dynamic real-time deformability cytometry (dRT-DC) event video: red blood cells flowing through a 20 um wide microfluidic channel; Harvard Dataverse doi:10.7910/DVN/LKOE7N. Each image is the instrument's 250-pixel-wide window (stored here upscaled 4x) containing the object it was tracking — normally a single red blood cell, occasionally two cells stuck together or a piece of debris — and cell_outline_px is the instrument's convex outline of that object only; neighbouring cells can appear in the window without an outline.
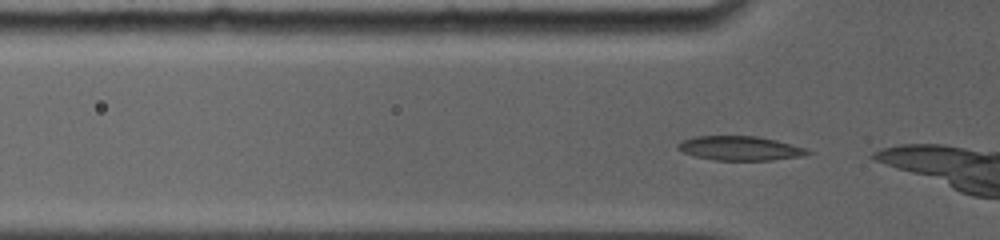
{"species": "common noctule bat (a hibernating species)", "species_latin": "Nyctalus noctula", "temperature_condition": "room temperature", "stored_images_in_passage": 10, "camera_frame_rate_fps": 5000, "um_per_image_px": 0.085, "animal": {"sex": "female", "body_mass_g": 19.0, "forearm_length_mm": 56.7}, "frame": {"image": 1, "passage_image": 2, "time_ms": 0.2, "image_size_px": [1000, 240], "cell_outline_px": [[812, 152], [804, 156], [772, 160], [712, 160], [692, 156], [676, 148], [676, 144], [684, 140], [696, 136], [756, 136], [776, 140], [804, 148]], "centroid_in_image_um": [62.87, 12.61], "position_along_channel_um": 62.9, "area_um2": 18.32}}
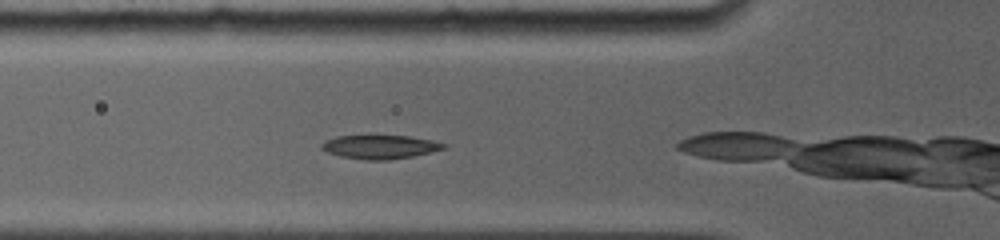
{"frame": {"image": 2, "passage_image": 6, "time_ms": 1.0, "image_size_px": [1000, 240], "cell_outline_px": [[448, 144], [444, 148], [412, 156], [388, 160], [364, 160], [340, 156], [328, 152], [320, 148], [320, 144], [336, 136], [408, 136], [432, 140]], "centroid_in_image_um": [32.28, 12.49], "position_along_channel_um": 93.5, "area_um2": 16.65}}